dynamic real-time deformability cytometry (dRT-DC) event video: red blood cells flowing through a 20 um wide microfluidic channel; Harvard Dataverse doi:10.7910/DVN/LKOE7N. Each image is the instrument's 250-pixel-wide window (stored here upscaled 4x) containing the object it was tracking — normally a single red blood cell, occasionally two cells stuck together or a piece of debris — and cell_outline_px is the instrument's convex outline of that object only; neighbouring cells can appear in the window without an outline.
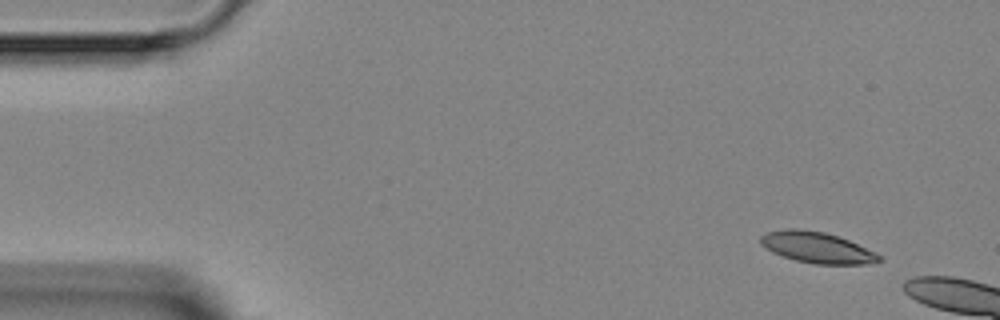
{"species": "Egyptian fruit bat (a non-hibernating species)", "species_latin": "Rousettus aegyptiacus", "temperature_condition": "room temperature", "stored_images_in_passage": 3, "camera_frame_rate_fps": 3000, "um_per_image_px": 0.085, "animal": {"sex": "female"}, "frame": {"image": 1, "passage_image": 1, "time_ms": 0.0, "image_size_px": [1000, 320], "cell_outline_px": [[884, 260], [864, 264], [816, 264], [796, 260], [772, 252], [760, 244], [760, 236], [768, 232], [788, 228], [796, 228], [824, 232], [848, 240], [876, 252]], "centroid_in_image_um": [69.44, 21.04], "position_along_channel_um": 15.6, "area_um2": 21.21}}